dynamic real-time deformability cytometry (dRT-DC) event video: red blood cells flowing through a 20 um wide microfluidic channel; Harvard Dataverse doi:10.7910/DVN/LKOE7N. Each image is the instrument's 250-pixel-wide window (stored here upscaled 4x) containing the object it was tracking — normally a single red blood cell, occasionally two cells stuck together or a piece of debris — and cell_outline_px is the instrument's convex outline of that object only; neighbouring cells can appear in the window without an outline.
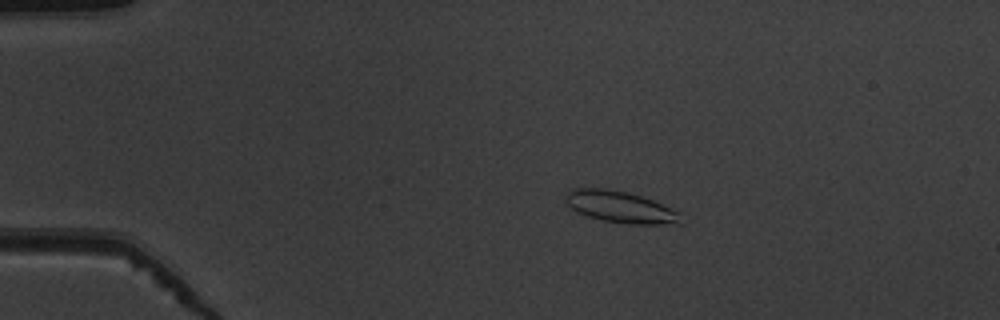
{"species": "common noctule bat (a hibernating species)", "species_latin": "Nyctalus noctula", "temperature_condition": "warm", "stored_images_in_passage": 47, "camera_frame_rate_fps": 3000, "um_per_image_px": 0.085, "animal": {"sex": "male", "body_mass_g": 19.5, "forearm_length_mm": 54.6}, "frame": {"image": 1, "passage_image": 5, "time_ms": 1.333, "image_size_px": [1000, 320], "cell_outline_px": [[680, 224], [628, 224], [604, 220], [588, 216], [576, 212], [564, 200], [564, 196], [572, 188], [608, 188], [628, 192], [652, 200], [680, 212]], "centroid_in_image_um": [52.7, 17.58], "position_along_channel_um": 32.3, "area_um2": 21.15}}
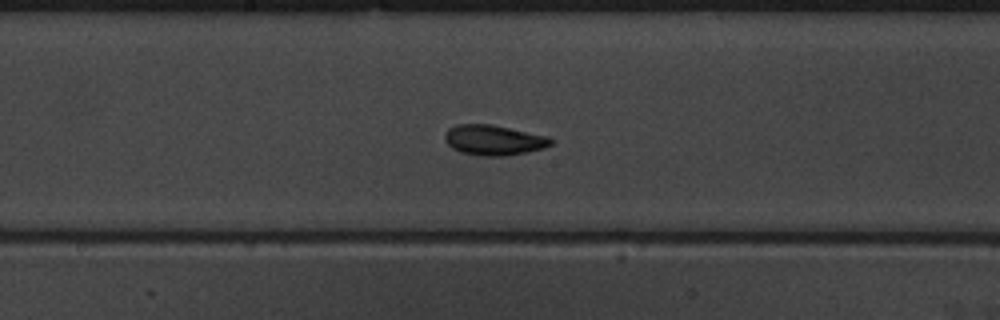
{"frame": {"image": 2, "passage_image": 23, "time_ms": 7.333, "image_size_px": [1000, 320], "cell_outline_px": [[552, 144], [544, 148], [528, 152], [504, 156], [480, 156], [460, 152], [452, 148], [444, 140], [444, 136], [448, 128], [456, 124], [492, 124], [548, 136], [552, 140]], "centroid_in_image_um": [41.95, 11.91], "position_along_channel_um": 206.3, "area_um2": 18.84}}
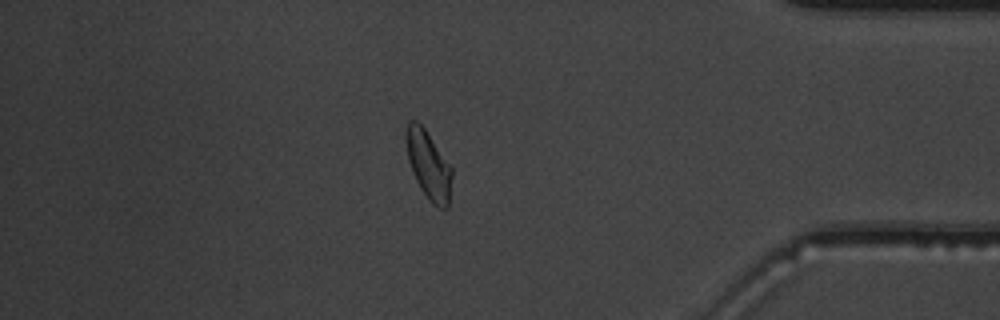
{"frame": {"image": 3, "passage_image": 40, "time_ms": 13.0, "image_size_px": [1000, 320], "cell_outline_px": [[452, 176], [448, 208], [440, 208], [432, 204], [428, 200], [420, 188], [412, 172], [408, 160], [404, 140], [408, 120], [416, 120], [424, 128], [452, 168]], "centroid_in_image_um": [36.4, 14.03], "position_along_channel_um": 398.8, "area_um2": 18.26}, "authors_computed_cell_mechanics": {"area_um2": 18.5538, "velocity_mm_per_s": 3.9059, "shape_relaxation_time_tau1_ms": 3.5979, "shape_relaxation_time_tau2_ms": 1.6104, "deformation_change_tau1": 0.1092, "deformation_change_tau2": 0.0777}}